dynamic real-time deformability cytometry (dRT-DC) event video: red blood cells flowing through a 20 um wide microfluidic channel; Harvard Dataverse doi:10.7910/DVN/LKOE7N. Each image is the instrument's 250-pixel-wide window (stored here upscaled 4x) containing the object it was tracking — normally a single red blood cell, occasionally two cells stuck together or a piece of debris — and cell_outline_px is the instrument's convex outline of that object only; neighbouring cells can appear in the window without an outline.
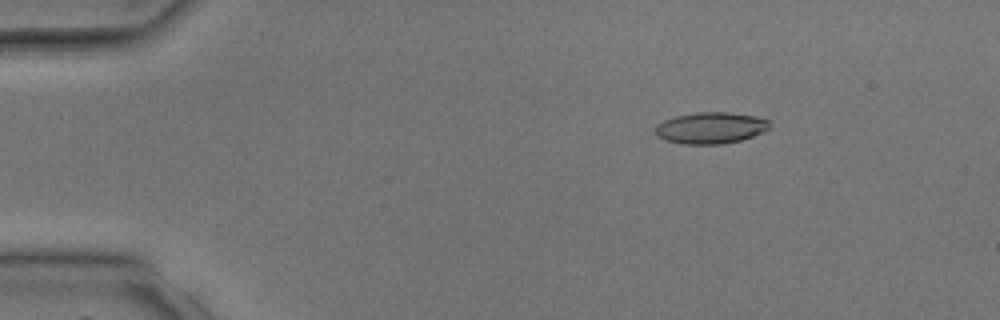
{"species": "common noctule bat (a hibernating species)", "species_latin": "Nyctalus noctula", "temperature_condition": "room temperature", "stored_images_in_passage": 34, "camera_frame_rate_fps": 3000, "um_per_image_px": 0.085, "animal": {"sex": "male", "body_mass_g": 17.9, "forearm_length_mm": 54.2}, "frame": {"image": 1, "passage_image": 1, "time_ms": 0.0, "image_size_px": [1000, 320], "cell_outline_px": [[772, 128], [764, 132], [740, 140], [720, 144], [684, 144], [664, 140], [656, 132], [656, 124], [664, 120], [676, 116], [696, 112], [728, 112], [756, 116], [772, 120]], "centroid_in_image_um": [60.48, 10.86], "position_along_channel_um": 24.5, "area_um2": 21.1}}
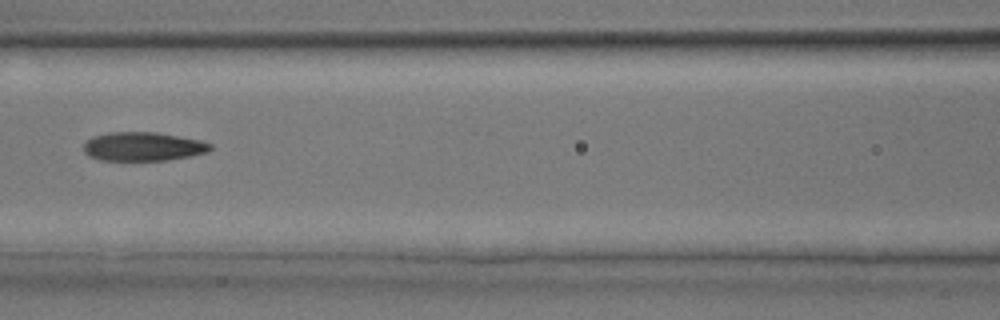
{"frame": {"image": 2, "passage_image": 13, "time_ms": 4.0, "image_size_px": [1000, 320], "cell_outline_px": [[212, 148], [208, 152], [192, 156], [168, 160], [100, 160], [88, 156], [84, 152], [84, 144], [92, 136], [108, 132], [156, 132], [200, 140], [212, 144]], "centroid_in_image_um": [12.16, 12.45], "position_along_channel_um": 154.4, "area_um2": 21.39}}
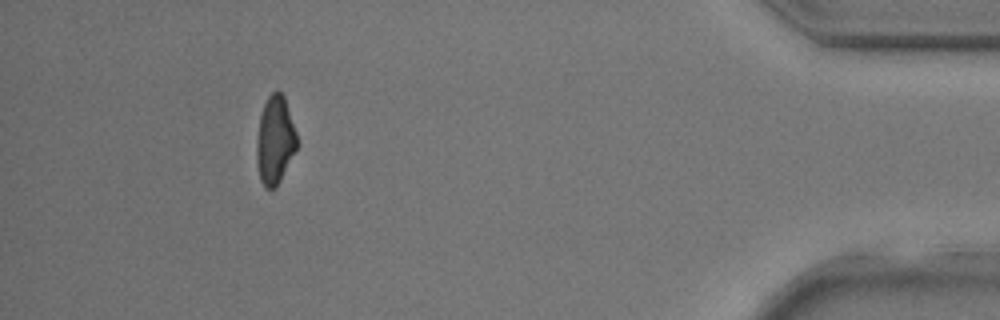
{"frame": {"image": 3, "passage_image": 31, "time_ms": 10.0, "image_size_px": [1000, 320], "cell_outline_px": [[300, 144], [276, 188], [264, 188], [260, 180], [256, 160], [256, 140], [260, 116], [264, 104], [268, 96], [276, 88], [284, 96]], "centroid_in_image_um": [23.38, 11.93], "position_along_channel_um": 411.8, "area_um2": 21.04}}